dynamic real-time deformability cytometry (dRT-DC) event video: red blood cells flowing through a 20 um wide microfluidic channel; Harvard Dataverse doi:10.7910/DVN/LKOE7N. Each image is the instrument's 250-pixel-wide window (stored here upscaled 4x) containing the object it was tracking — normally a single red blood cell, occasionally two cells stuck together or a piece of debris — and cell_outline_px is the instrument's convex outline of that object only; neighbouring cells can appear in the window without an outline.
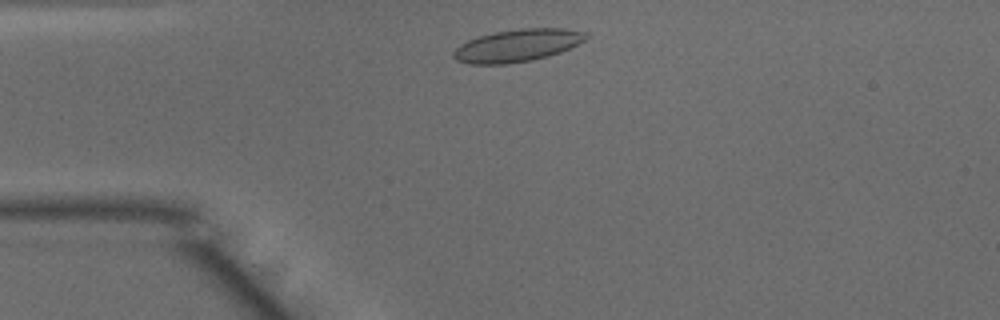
{"species": "common noctule bat (a hibernating species)", "species_latin": "Nyctalus noctula", "temperature_condition": "warm", "stored_images_in_passage": 29, "camera_frame_rate_fps": 3000, "um_per_image_px": 0.085, "animal": {"sex": "male", "body_mass_g": 15.6}, "frame": {"image": 1, "passage_image": 3, "time_ms": 0.667, "image_size_px": [1000, 320], "cell_outline_px": [[588, 40], [560, 52], [548, 56], [532, 60], [504, 64], [468, 64], [456, 60], [452, 56], [452, 52], [460, 44], [468, 40], [480, 36], [496, 32], [520, 28], [564, 28], [584, 32], [588, 36]], "centroid_in_image_um": [43.98, 3.87], "position_along_channel_um": 41.0, "area_um2": 25.09}}
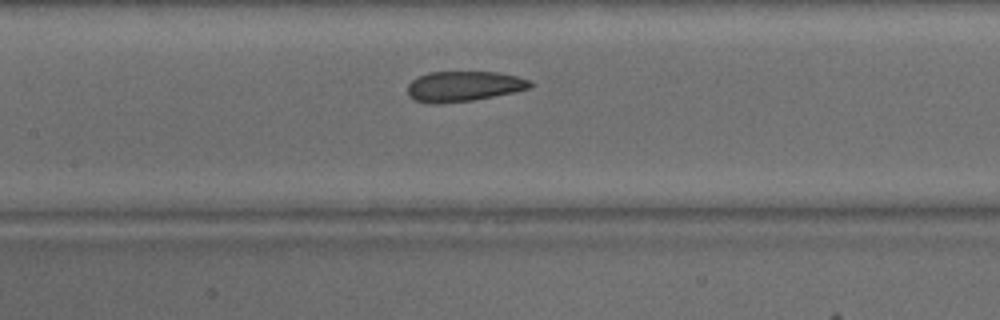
{"frame": {"image": 2, "passage_image": 14, "time_ms": 4.333, "image_size_px": [1000, 320], "cell_outline_px": [[532, 88], [472, 100], [440, 104], [428, 104], [412, 100], [408, 96], [408, 84], [416, 76], [428, 72], [496, 72], [516, 76], [528, 80], [532, 84]], "centroid_in_image_um": [39.33, 7.34], "position_along_channel_um": 168.1, "area_um2": 21.73}}
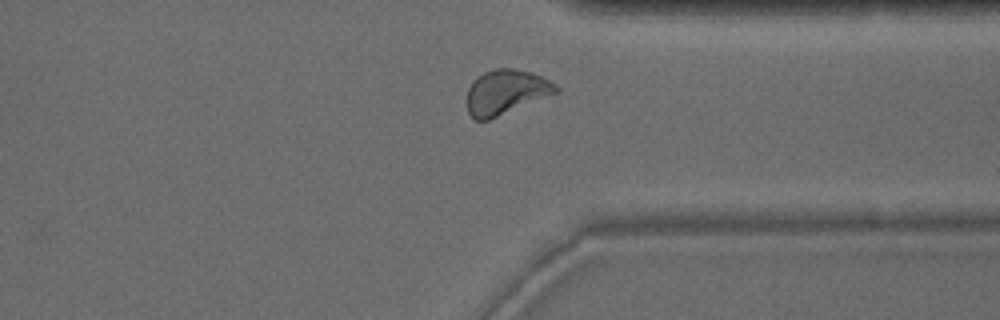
{"frame": {"image": 3, "passage_image": 29, "time_ms": 9.333, "image_size_px": [1000, 320], "cell_outline_px": [[560, 92], [488, 120], [476, 120], [468, 112], [468, 88], [472, 80], [484, 72], [496, 68], [512, 68], [528, 72], [540, 76], [556, 84], [560, 88]], "centroid_in_image_um": [43.01, 7.82], "position_along_channel_um": 368.4, "area_um2": 23.06}, "authors_computed_cell_mechanics": {"area_um2": 22.6576, "velocity_mm_per_s": 4.0425, "shape_relaxation_time_tau1_ms": 4.7111, "shape_relaxation_time_tau2_ms": 1.2479, "deformation_change_tau1": 0.1309, "deformation_change_tau2": 0.0714}}